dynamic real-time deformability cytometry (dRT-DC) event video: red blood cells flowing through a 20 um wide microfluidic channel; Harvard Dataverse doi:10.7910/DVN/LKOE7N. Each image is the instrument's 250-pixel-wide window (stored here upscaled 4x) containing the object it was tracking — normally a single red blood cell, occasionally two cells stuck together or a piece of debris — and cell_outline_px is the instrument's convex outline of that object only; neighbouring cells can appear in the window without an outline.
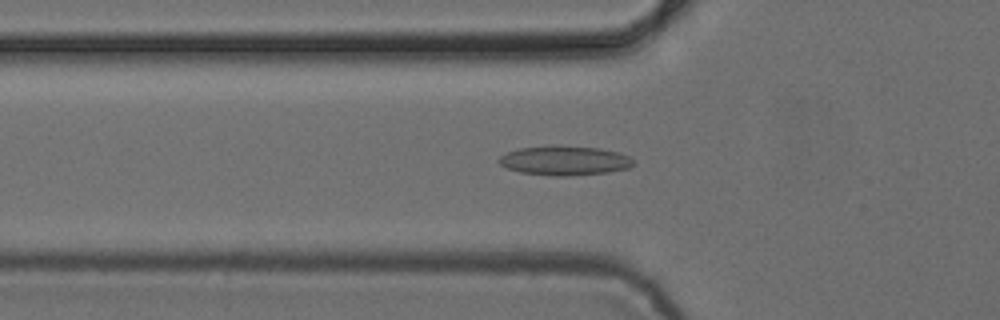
{"species": "common noctule bat (a hibernating species)", "species_latin": "Nyctalus noctula", "temperature_condition": "cold", "stored_images_in_passage": 42, "camera_frame_rate_fps": 3000, "um_per_image_px": 0.085, "animal": {"sex": "female", "body_mass_g": 24.6, "forearm_length_mm": 56.2}, "frame": {"image": 1, "passage_image": 10, "time_ms": 3.0, "image_size_px": [1000, 320], "cell_outline_px": [[636, 164], [628, 168], [608, 172], [568, 176], [556, 176], [520, 172], [508, 168], [500, 164], [496, 160], [500, 156], [508, 152], [520, 148], [552, 144], [560, 144], [600, 148], [620, 152], [628, 156]], "centroid_in_image_um": [48.0, 13.62], "position_along_channel_um": 77.8, "area_um2": 23.41}}
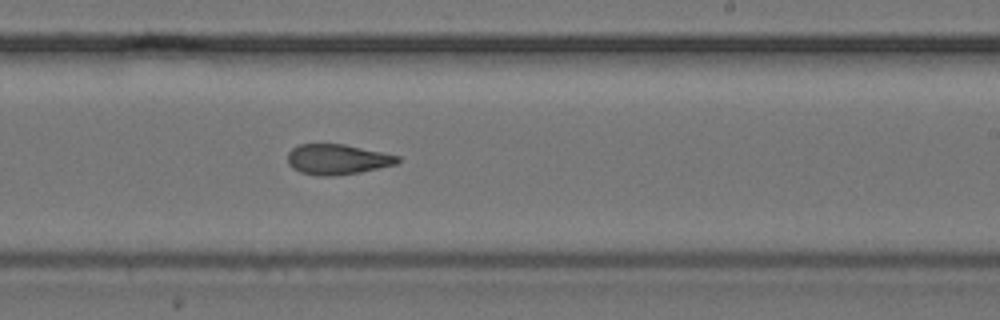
{"frame": {"image": 2, "passage_image": 24, "time_ms": 7.667, "image_size_px": [1000, 320], "cell_outline_px": [[400, 160], [396, 164], [360, 172], [332, 176], [316, 176], [300, 172], [292, 168], [288, 164], [288, 152], [292, 148], [300, 144], [344, 144], [400, 156]], "centroid_in_image_um": [28.65, 13.55], "position_along_channel_um": 260.4, "area_um2": 19.42}}
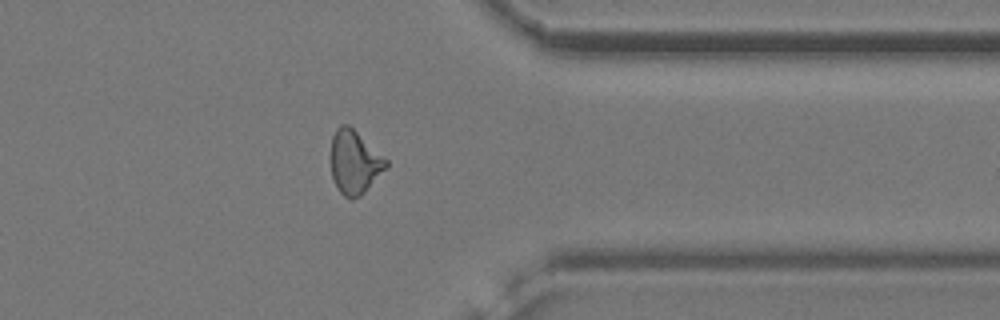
{"frame": {"image": 3, "passage_image": 34, "time_ms": 11.0, "image_size_px": [1000, 320], "cell_outline_px": [[388, 168], [360, 196], [352, 200], [344, 196], [340, 192], [332, 176], [332, 136], [336, 128], [340, 124], [348, 124], [388, 160]], "centroid_in_image_um": [30.16, 13.79], "position_along_channel_um": 381.2, "area_um2": 20.29}, "authors_computed_cell_mechanics": {"area_um2": 20.0855, "velocity_mm_per_s": 3.8899, "shape_relaxation_time_tau1_ms": null, "shape_relaxation_time_tau2_ms": 2.4228, "deformation_change_tau1": null, "deformation_change_tau2": 0.1009}}